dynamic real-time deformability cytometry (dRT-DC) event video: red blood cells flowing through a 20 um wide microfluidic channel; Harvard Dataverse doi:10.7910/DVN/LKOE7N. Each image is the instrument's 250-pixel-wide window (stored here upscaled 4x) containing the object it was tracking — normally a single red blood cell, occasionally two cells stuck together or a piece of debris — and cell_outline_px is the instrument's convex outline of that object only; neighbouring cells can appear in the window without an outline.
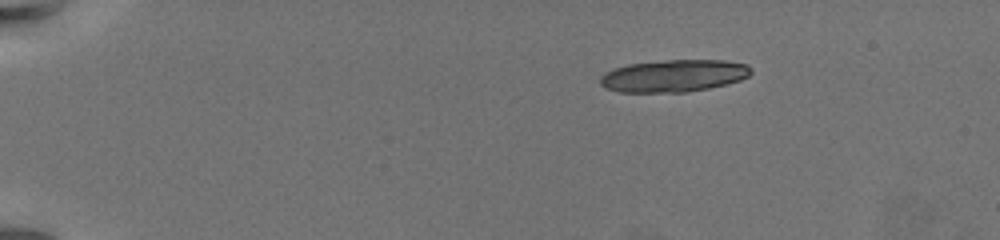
{"species": "common noctule bat (a hibernating species)", "species_latin": "Nyctalus noctula", "temperature_condition": "warm", "stored_images_in_passage": 16, "camera_frame_rate_fps": 3000, "um_per_image_px": 0.085, "animal": {"sex": "female", "body_mass_g": 19.5, "forearm_length_mm": 54.1}, "frame": {"image": 1, "passage_image": 1, "time_ms": 0.0, "image_size_px": [1000, 240], "cell_outline_px": [[752, 72], [748, 76], [740, 80], [708, 88], [684, 92], [620, 92], [608, 88], [600, 84], [600, 76], [604, 72], [628, 64], [668, 60], [724, 60], [748, 64], [752, 68]], "centroid_in_image_um": [57.28, 6.43], "position_along_channel_um": 27.7, "area_um2": 28.21}}